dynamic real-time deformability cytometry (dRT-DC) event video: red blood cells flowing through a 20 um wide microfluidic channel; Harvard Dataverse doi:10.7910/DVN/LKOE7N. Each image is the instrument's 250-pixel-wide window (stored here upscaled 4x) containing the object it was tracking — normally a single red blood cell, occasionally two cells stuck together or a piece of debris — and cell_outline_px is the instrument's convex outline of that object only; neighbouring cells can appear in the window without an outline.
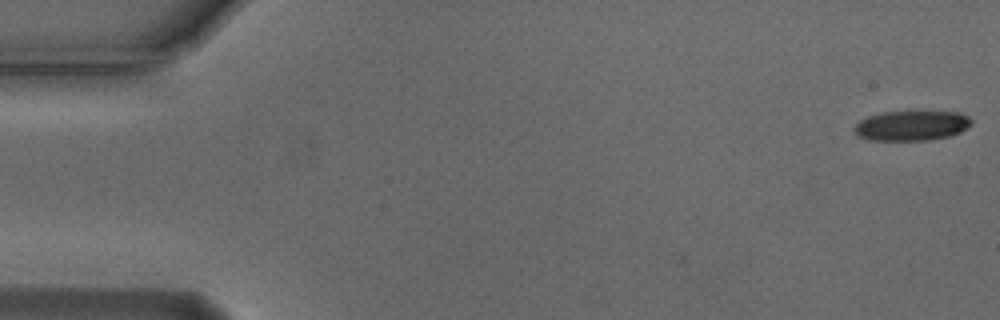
{"species": "Egyptian fruit bat (a non-hibernating species)", "species_latin": "Rousettus aegyptiacus", "temperature_condition": "cold", "stored_images_in_passage": 5, "camera_frame_rate_fps": 3000, "um_per_image_px": 0.085, "animal": {"sex": "male"}, "frame": {"image": 1, "passage_image": 5, "time_ms": 1.333, "image_size_px": [1000, 320], "cell_outline_px": [[972, 124], [960, 132], [948, 136], [924, 140], [872, 140], [860, 136], [852, 128], [860, 120], [868, 116], [880, 112], [960, 112], [968, 116], [972, 120]], "centroid_in_image_um": [77.49, 10.67], "position_along_channel_um": 7.5, "area_um2": 20.23}}